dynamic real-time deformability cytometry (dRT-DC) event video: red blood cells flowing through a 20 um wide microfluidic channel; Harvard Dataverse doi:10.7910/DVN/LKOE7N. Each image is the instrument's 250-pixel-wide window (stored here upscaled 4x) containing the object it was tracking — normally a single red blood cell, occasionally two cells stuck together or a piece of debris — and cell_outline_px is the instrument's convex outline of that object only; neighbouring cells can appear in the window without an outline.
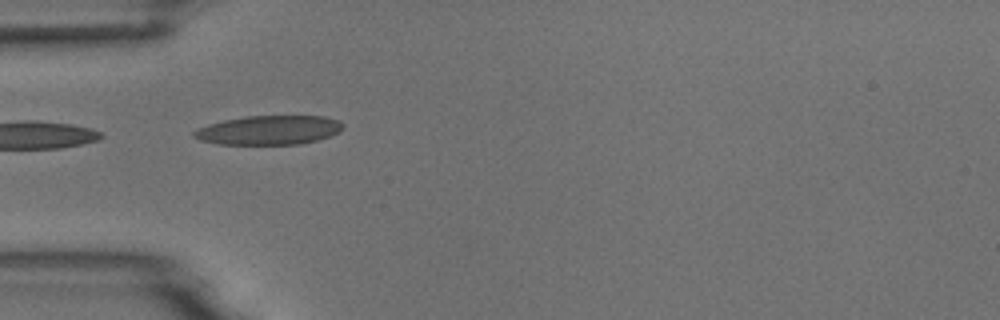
{"species": "common noctule bat (a hibernating species)", "species_latin": "Nyctalus noctula", "temperature_condition": "room temperature", "stored_images_in_passage": 6, "camera_frame_rate_fps": 3000, "um_per_image_px": 0.085, "animal": {"sex": "male", "body_mass_g": 18.8}, "frame": {"image": 1, "passage_image": 5, "time_ms": 4.667, "image_size_px": [1000, 320], "cell_outline_px": [[344, 128], [340, 132], [316, 140], [300, 144], [220, 144], [200, 140], [192, 136], [192, 132], [196, 128], [208, 124], [224, 120], [244, 116], [324, 116], [340, 120], [344, 124]], "centroid_in_image_um": [22.86, 11.05], "position_along_channel_um": 62.1, "area_um2": 25.43}}